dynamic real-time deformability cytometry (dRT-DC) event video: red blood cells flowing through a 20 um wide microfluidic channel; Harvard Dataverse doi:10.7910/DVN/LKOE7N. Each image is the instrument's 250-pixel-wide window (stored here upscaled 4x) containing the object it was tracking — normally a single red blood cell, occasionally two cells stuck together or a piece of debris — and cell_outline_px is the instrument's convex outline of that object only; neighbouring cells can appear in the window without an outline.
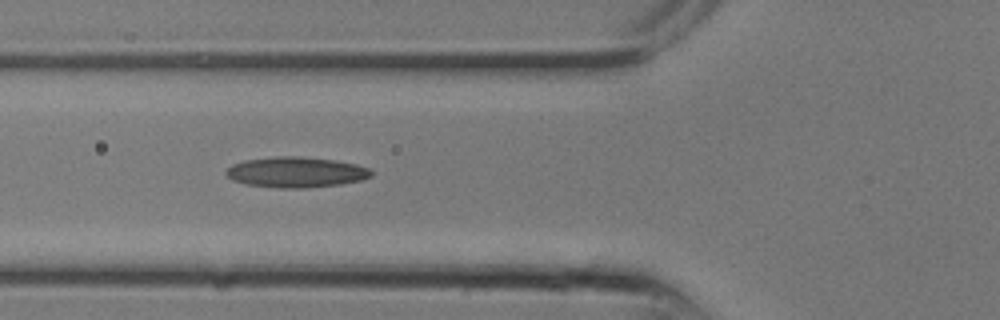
{"species": "common noctule bat (a hibernating species)", "species_latin": "Nyctalus noctula", "temperature_condition": "room temperature", "stored_images_in_passage": 18, "camera_frame_rate_fps": 3000, "um_per_image_px": 0.085, "animal": {"sex": "male", "body_mass_g": 13.3}, "frame": {"image": 1, "passage_image": 9, "time_ms": 2.667, "image_size_px": [1000, 320], "cell_outline_px": [[372, 176], [360, 180], [340, 184], [304, 188], [276, 188], [248, 184], [232, 180], [224, 172], [232, 164], [244, 160], [276, 156], [300, 156], [336, 160], [356, 164], [368, 168], [372, 172]], "centroid_in_image_um": [25.15, 14.63], "position_along_channel_um": 100.7, "area_um2": 25.84}}
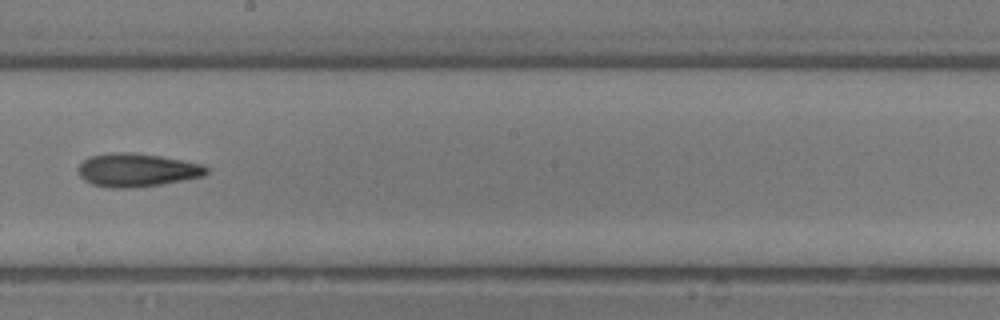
{"frame": {"image": 2, "passage_image": 14, "time_ms": 4.333, "image_size_px": [1000, 320], "cell_outline_px": [[208, 172], [204, 176], [160, 184], [128, 188], [108, 188], [92, 184], [84, 180], [80, 176], [76, 168], [84, 160], [92, 156], [108, 152], [132, 152], [160, 156], [204, 164], [208, 168]], "centroid_in_image_um": [11.62, 14.45], "position_along_channel_um": 236.6, "area_um2": 24.97}}
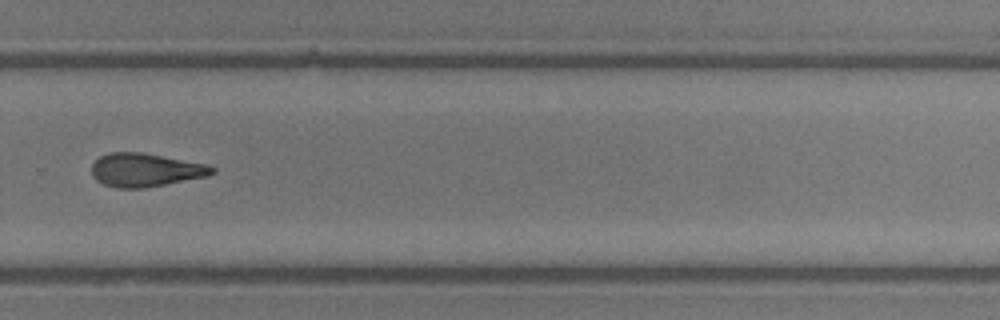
{"frame": {"image": 3, "passage_image": 17, "time_ms": 5.333, "image_size_px": [1000, 320], "cell_outline_px": [[216, 172], [208, 176], [144, 188], [116, 188], [104, 184], [96, 180], [92, 176], [92, 164], [100, 156], [108, 152], [140, 152], [204, 164], [216, 168]], "centroid_in_image_um": [12.33, 14.45], "position_along_channel_um": 317.5, "area_um2": 23.29}}